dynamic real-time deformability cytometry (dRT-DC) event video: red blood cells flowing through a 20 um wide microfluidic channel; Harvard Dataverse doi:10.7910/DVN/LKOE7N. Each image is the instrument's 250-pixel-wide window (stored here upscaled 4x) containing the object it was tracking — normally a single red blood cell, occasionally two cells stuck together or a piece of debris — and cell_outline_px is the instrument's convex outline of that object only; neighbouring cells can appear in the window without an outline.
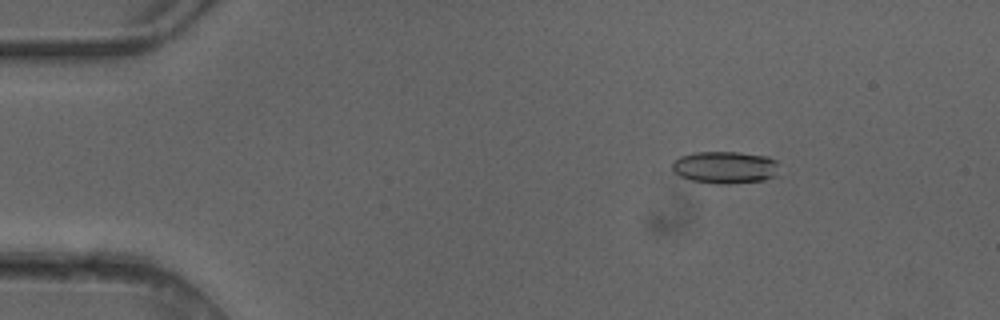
{"species": "common noctule bat (a hibernating species)", "species_latin": "Nyctalus noctula", "temperature_condition": "cold", "stored_images_in_passage": 4, "camera_frame_rate_fps": 3000, "um_per_image_px": 0.085, "animal": {"sex": "female"}, "frame": {"image": 1, "passage_image": 2, "time_ms": 0.333, "image_size_px": [1000, 320], "cell_outline_px": [[780, 176], [764, 180], [728, 184], [716, 184], [692, 180], [680, 176], [672, 172], [672, 160], [680, 156], [696, 152], [740, 152], [768, 156], [776, 160]], "centroid_in_image_um": [61.65, 14.23], "position_along_channel_um": 23.3, "area_um2": 20.52}}